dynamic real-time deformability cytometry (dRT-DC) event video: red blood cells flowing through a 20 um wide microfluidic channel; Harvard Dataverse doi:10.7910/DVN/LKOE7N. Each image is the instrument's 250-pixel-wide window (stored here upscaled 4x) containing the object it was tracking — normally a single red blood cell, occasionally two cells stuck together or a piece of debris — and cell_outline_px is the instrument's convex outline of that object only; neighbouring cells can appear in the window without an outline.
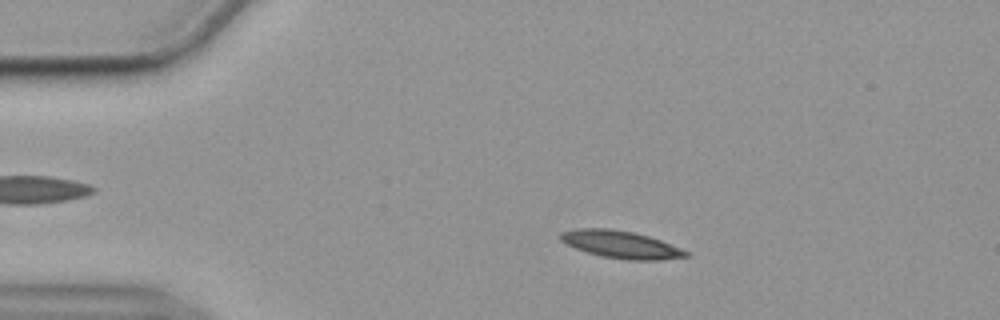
{"species": "common noctule bat (a hibernating species)", "species_latin": "Nyctalus noctula", "temperature_condition": "cold", "stored_images_in_passage": 56, "camera_frame_rate_fps": 3000, "um_per_image_px": 0.085, "animal": {"sex": "female", "body_mass_g": 19.9}, "frame": {"image": 1, "passage_image": 10, "time_ms": 3.0, "image_size_px": [1000, 320], "cell_outline_px": [[692, 256], [660, 260], [624, 260], [600, 256], [564, 244], [560, 240], [560, 232], [576, 228], [608, 228], [632, 232], [648, 236], [660, 240], [692, 252]], "centroid_in_image_um": [52.8, 20.79], "position_along_channel_um": 32.2, "area_um2": 20.29}}
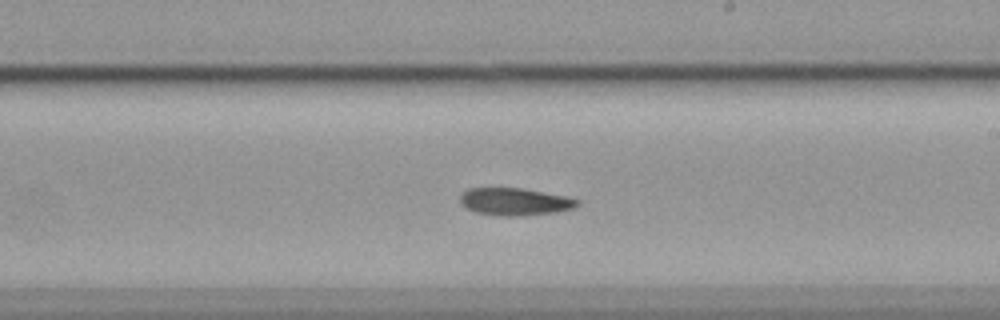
{"frame": {"image": 2, "passage_image": 32, "time_ms": 10.333, "image_size_px": [1000, 320], "cell_outline_px": [[580, 204], [576, 208], [556, 212], [516, 216], [504, 216], [476, 212], [464, 208], [460, 204], [460, 196], [468, 188], [520, 188], [568, 196], [580, 200]], "centroid_in_image_um": [43.79, 17.14], "position_along_channel_um": 245.2, "area_um2": 18.84}}
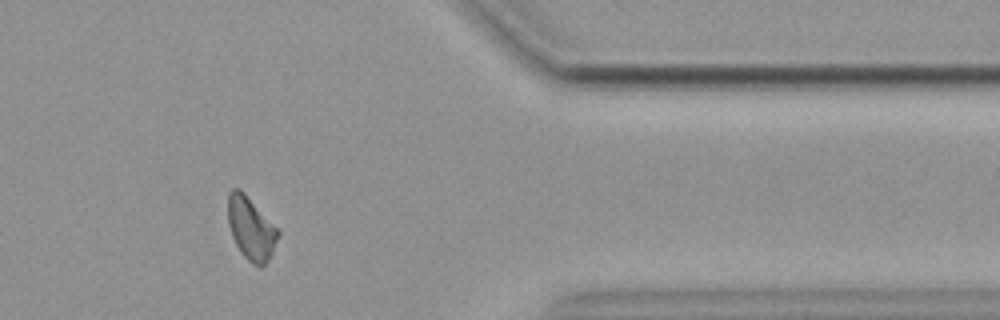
{"frame": {"image": 3, "passage_image": 46, "time_ms": 15.0, "image_size_px": [1000, 320], "cell_outline_px": [[280, 232], [272, 252], [268, 260], [260, 268], [252, 264], [240, 252], [232, 236], [228, 224], [228, 192], [232, 188], [240, 188], [244, 192]], "centroid_in_image_um": [21.3, 19.41], "position_along_channel_um": 390.1, "area_um2": 18.15}}